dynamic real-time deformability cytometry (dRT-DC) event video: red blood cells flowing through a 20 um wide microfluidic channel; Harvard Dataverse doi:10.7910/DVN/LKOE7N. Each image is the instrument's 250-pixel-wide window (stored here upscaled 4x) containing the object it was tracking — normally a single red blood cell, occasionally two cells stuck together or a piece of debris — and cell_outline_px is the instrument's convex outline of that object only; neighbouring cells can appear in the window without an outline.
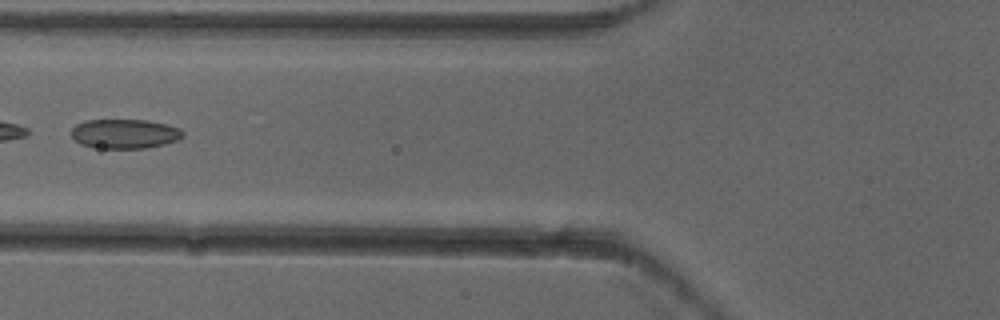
{"species": "common noctule bat (a hibernating species)", "species_latin": "Nyctalus noctula", "temperature_condition": "cold", "stored_images_in_passage": 2, "camera_frame_rate_fps": 3000, "um_per_image_px": 0.085, "animal": {"sex": "female"}, "frame": {"image": 1, "passage_image": 2, "time_ms": 0.333, "image_size_px": [1000, 320], "cell_outline_px": [[184, 136], [176, 140], [164, 144], [144, 148], [100, 148], [80, 144], [72, 136], [72, 128], [76, 124], [84, 120], [148, 120], [180, 128], [184, 132]], "centroid_in_image_um": [10.6, 11.36], "position_along_channel_um": 115.2, "area_um2": 19.02}}